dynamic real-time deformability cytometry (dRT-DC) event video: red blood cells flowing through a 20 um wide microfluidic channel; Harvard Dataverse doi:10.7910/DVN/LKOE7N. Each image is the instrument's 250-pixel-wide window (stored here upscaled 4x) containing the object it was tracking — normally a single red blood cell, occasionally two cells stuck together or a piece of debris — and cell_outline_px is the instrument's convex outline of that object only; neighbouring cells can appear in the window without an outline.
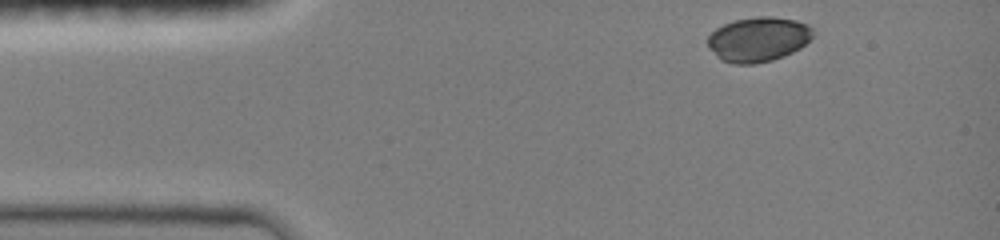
{"species": "common noctule bat (a hibernating species)", "species_latin": "Nyctalus noctula", "temperature_condition": "room temperature", "stored_images_in_passage": 29, "camera_frame_rate_fps": 3000, "um_per_image_px": 0.085, "animal": {"sex": "female", "body_mass_g": 19.0, "forearm_length_mm": 51.5}, "frame": {"image": 1, "passage_image": 1, "time_ms": 0.0, "image_size_px": [1000, 240], "cell_outline_px": [[816, 32], [800, 48], [792, 52], [772, 60], [752, 64], [732, 64], [720, 60], [708, 48], [708, 36], [716, 28], [724, 24], [736, 20], [756, 16], [772, 16], [796, 20], [808, 24]], "centroid_in_image_um": [64.44, 3.34], "position_along_channel_um": 20.6, "area_um2": 27.51}}
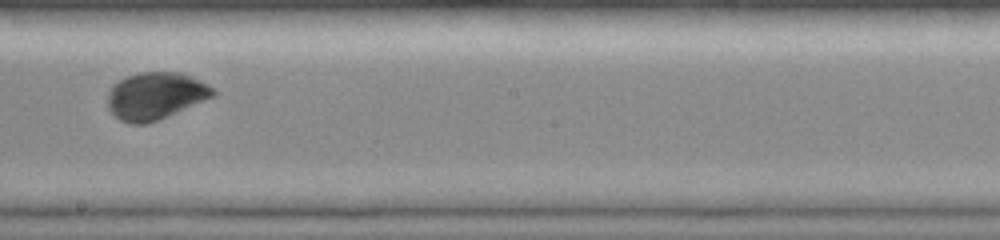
{"frame": {"image": 2, "passage_image": 17, "time_ms": 7.0, "image_size_px": [1000, 240], "cell_outline_px": [[216, 92], [212, 96], [176, 112], [148, 124], [128, 124], [120, 120], [108, 108], [108, 92], [112, 84], [128, 76], [140, 72], [184, 72], [208, 84]], "centroid_in_image_um": [13.18, 8.14], "position_along_channel_um": 235.0, "area_um2": 28.78}}
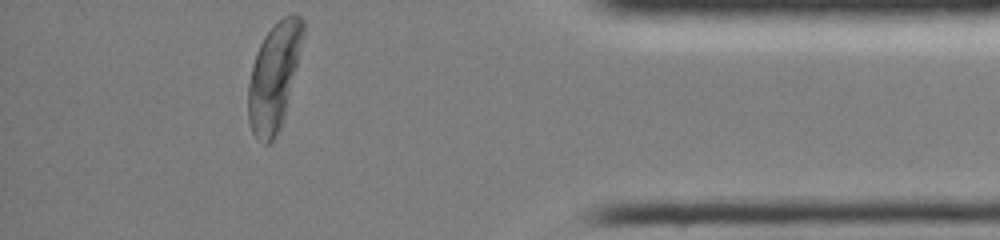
{"frame": {"image": 3, "passage_image": 29, "time_ms": 12.0, "image_size_px": [1000, 240], "cell_outline_px": [[304, 32], [284, 116], [280, 128], [276, 136], [268, 144], [264, 144], [252, 132], [248, 120], [248, 84], [252, 64], [256, 52], [264, 36], [284, 16], [292, 12], [300, 16], [304, 20]], "centroid_in_image_um": [23.27, 6.51], "position_along_channel_um": 411.9, "area_um2": 33.64}, "authors_computed_cell_mechanics": {"area_um2": 29.3046, "velocity_mm_per_s": 4.0212, "shape_relaxation_time_tau1_ms": 2.8925, "shape_relaxation_time_tau2_ms": null, "deformation_change_tau1": 0.1679, "deformation_change_tau2": null}}